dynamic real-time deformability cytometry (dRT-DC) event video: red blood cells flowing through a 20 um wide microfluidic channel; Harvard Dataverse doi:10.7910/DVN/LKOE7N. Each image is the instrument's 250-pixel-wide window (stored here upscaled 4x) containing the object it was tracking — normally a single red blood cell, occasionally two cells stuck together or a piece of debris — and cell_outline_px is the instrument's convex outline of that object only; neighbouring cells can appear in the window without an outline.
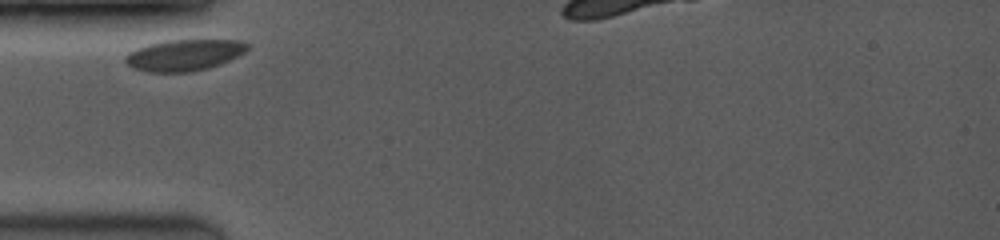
{"species": "common noctule bat (a hibernating species)", "species_latin": "Nyctalus noctula", "temperature_condition": "room temperature", "stored_images_in_passage": 7, "camera_frame_rate_fps": 3500, "um_per_image_px": 0.085, "animal": {"sex": "female", "body_mass_g": 19.0, "forearm_length_mm": 53.3}, "frame": {"image": 1, "passage_image": 1, "time_ms": 0.0, "image_size_px": [1000, 240], "cell_outline_px": [[248, 48], [244, 52], [220, 64], [208, 68], [192, 72], [148, 72], [132, 68], [124, 60], [124, 56], [128, 52], [136, 48], [148, 44], [168, 40], [240, 40], [248, 44]], "centroid_in_image_um": [15.61, 4.68], "position_along_channel_um": 69.4, "area_um2": 22.25}}
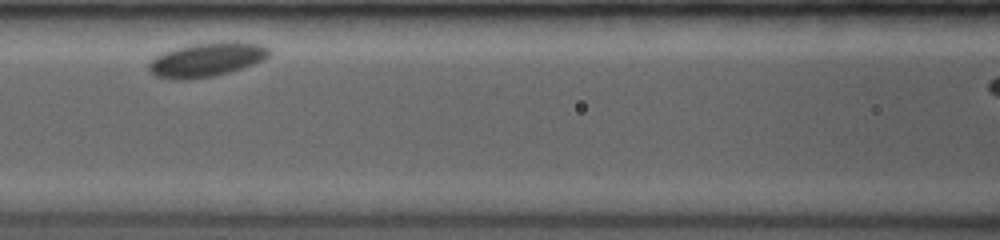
{"frame": {"image": 2, "passage_image": 5, "time_ms": 2.286, "image_size_px": [1000, 240], "cell_outline_px": [[272, 52], [264, 60], [216, 76], [188, 80], [176, 80], [156, 76], [148, 68], [148, 60], [164, 52], [188, 44], [224, 40], [236, 40], [260, 44], [268, 48]], "centroid_in_image_um": [17.57, 5.05], "position_along_channel_um": 149.0, "area_um2": 24.39}}
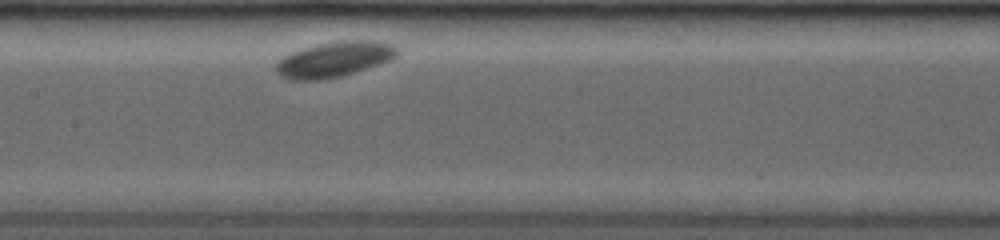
{"frame": {"image": 3, "passage_image": 6, "time_ms": 3.143, "image_size_px": [1000, 240], "cell_outline_px": [[400, 52], [396, 56], [388, 60], [340, 76], [324, 80], [288, 80], [280, 76], [276, 72], [276, 64], [284, 56], [292, 52], [316, 44], [340, 40], [372, 40], [396, 44], [400, 48]], "centroid_in_image_um": [28.42, 5.03], "position_along_channel_um": 179.0, "area_um2": 24.91}}